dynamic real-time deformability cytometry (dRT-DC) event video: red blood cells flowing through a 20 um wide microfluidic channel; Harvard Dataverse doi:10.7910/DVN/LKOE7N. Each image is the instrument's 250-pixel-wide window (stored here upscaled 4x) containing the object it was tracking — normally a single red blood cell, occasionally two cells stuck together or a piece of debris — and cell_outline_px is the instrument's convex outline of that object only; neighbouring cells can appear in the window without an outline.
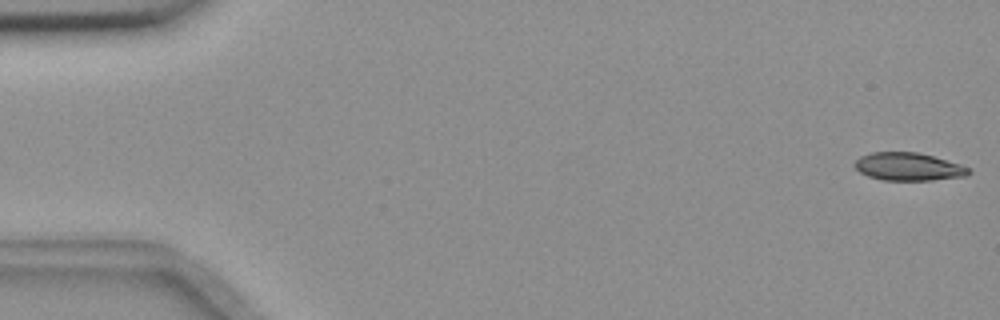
{"species": "common noctule bat (a hibernating species)", "species_latin": "Nyctalus noctula", "temperature_condition": "room temperature", "stored_images_in_passage": 55, "camera_frame_rate_fps": 3000, "um_per_image_px": 0.085, "animal": {"sex": "female", "body_mass_g": 18.4}, "frame": {"image": 1, "passage_image": 1, "time_ms": 0.0, "image_size_px": [1000, 320], "cell_outline_px": [[972, 172], [964, 176], [932, 180], [884, 180], [868, 176], [860, 172], [856, 168], [856, 160], [860, 156], [872, 152], [916, 152], [932, 156], [960, 164], [972, 168]], "centroid_in_image_um": [77.24, 14.17], "position_along_channel_um": 7.8, "area_um2": 18.38}}
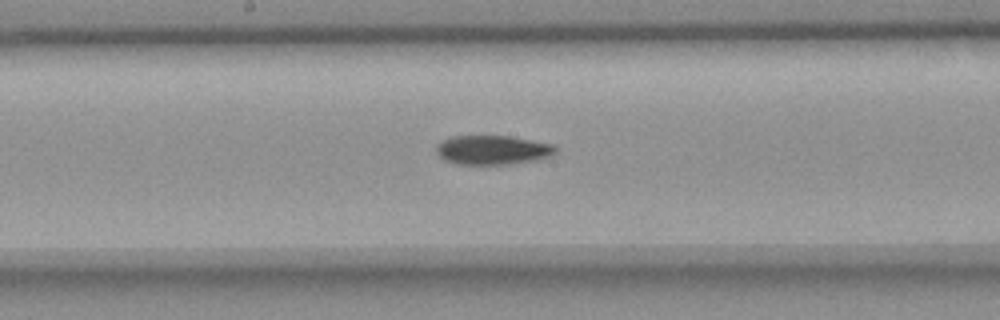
{"frame": {"image": 2, "passage_image": 29, "time_ms": 9.333, "image_size_px": [1000, 320], "cell_outline_px": [[556, 152], [552, 156], [536, 160], [512, 164], [456, 164], [444, 160], [436, 152], [436, 144], [440, 140], [452, 136], [508, 136], [552, 144], [556, 148]], "centroid_in_image_um": [41.84, 12.75], "position_along_channel_um": 206.4, "area_um2": 20.4}}
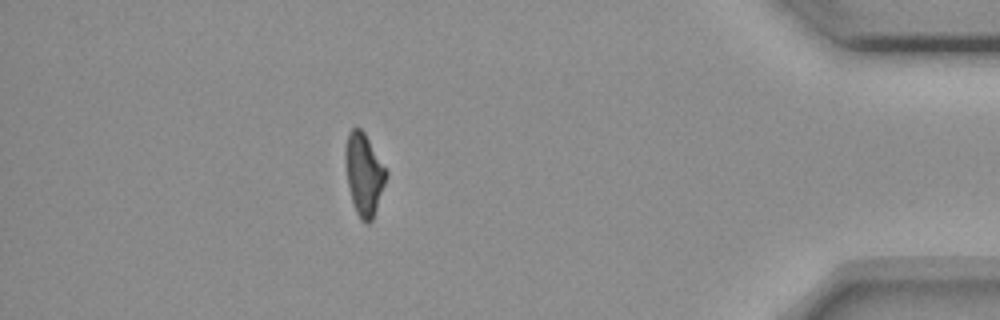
{"frame": {"image": 3, "passage_image": 49, "time_ms": 16.0, "image_size_px": [1000, 320], "cell_outline_px": [[388, 176], [372, 220], [368, 224], [364, 224], [360, 220], [356, 212], [352, 200], [348, 184], [344, 160], [344, 152], [348, 132], [352, 128], [360, 128], [364, 132], [388, 172]], "centroid_in_image_um": [30.93, 14.81], "position_along_channel_um": 404.3, "area_um2": 19.54}, "authors_computed_cell_mechanics": {"area_um2": 20.23, "velocity_mm_per_s": 3.6573, "shape_relaxation_time_tau1_ms": 4.6917, "shape_relaxation_time_tau2_ms": null, "deformation_change_tau1": 0.1605, "deformation_change_tau2": null}}